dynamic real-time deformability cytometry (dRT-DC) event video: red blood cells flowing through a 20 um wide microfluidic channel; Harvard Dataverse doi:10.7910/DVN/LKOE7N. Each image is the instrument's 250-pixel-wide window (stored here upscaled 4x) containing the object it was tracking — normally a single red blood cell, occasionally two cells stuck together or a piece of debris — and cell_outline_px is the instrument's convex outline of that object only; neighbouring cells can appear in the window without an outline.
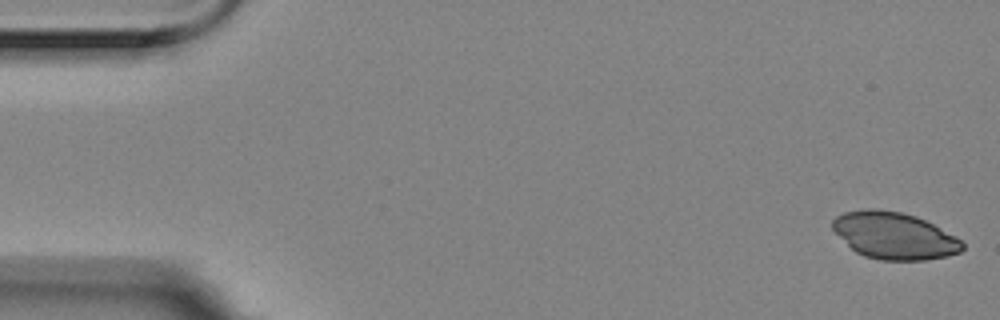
{"species": "Egyptian fruit bat (a non-hibernating species)", "species_latin": "Rousettus aegyptiacus", "temperature_condition": "room temperature", "stored_images_in_passage": 55, "camera_frame_rate_fps": 3000, "um_per_image_px": 0.085, "animal": {"sex": "female"}, "frame": {"image": 1, "passage_image": 1, "time_ms": 0.0, "image_size_px": [1000, 320], "cell_outline_px": [[964, 248], [960, 252], [948, 256], [924, 260], [880, 260], [864, 256], [856, 252], [832, 228], [832, 220], [836, 216], [844, 212], [868, 208], [880, 208], [900, 212], [916, 216], [956, 236], [964, 244]], "centroid_in_image_um": [76.02, 20.02], "position_along_channel_um": 9.0, "area_um2": 35.37}}